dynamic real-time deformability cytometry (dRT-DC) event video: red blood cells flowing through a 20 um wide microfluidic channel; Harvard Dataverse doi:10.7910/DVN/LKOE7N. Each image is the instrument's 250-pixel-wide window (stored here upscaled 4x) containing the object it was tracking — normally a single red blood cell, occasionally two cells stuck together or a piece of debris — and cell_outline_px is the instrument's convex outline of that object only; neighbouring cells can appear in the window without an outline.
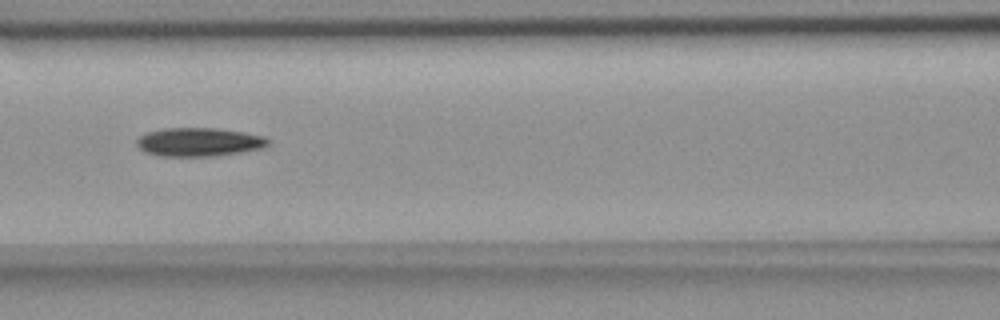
{"species": "common noctule bat (a hibernating species)", "species_latin": "Nyctalus noctula", "temperature_condition": "room temperature", "stored_images_in_passage": 15, "camera_frame_rate_fps": 3000, "um_per_image_px": 0.085, "animal": {"sex": "female", "body_mass_g": 18.4}, "frame": {"image": 1, "passage_image": 7, "time_ms": 7.667, "image_size_px": [1000, 320], "cell_outline_px": [[272, 140], [264, 148], [216, 156], [160, 156], [144, 152], [136, 144], [136, 140], [140, 136], [148, 132], [164, 128], [216, 128], [244, 132], [264, 136]], "centroid_in_image_um": [16.93, 12.07], "position_along_channel_um": 149.7, "area_um2": 22.02}}
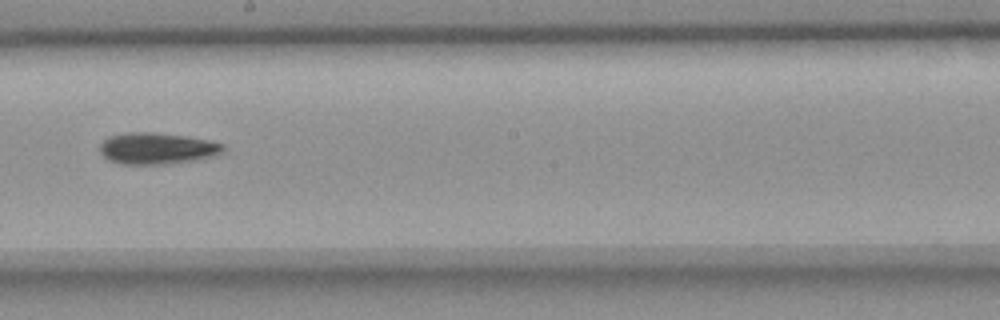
{"frame": {"image": 2, "passage_image": 9, "time_ms": 10.0, "image_size_px": [1000, 320], "cell_outline_px": [[224, 148], [220, 152], [208, 156], [192, 160], [168, 164], [120, 164], [108, 160], [100, 152], [100, 144], [108, 136], [128, 132], [152, 132], [184, 136], [208, 140], [224, 144]], "centroid_in_image_um": [13.26, 12.61], "position_along_channel_um": 234.9, "area_um2": 22.31}}
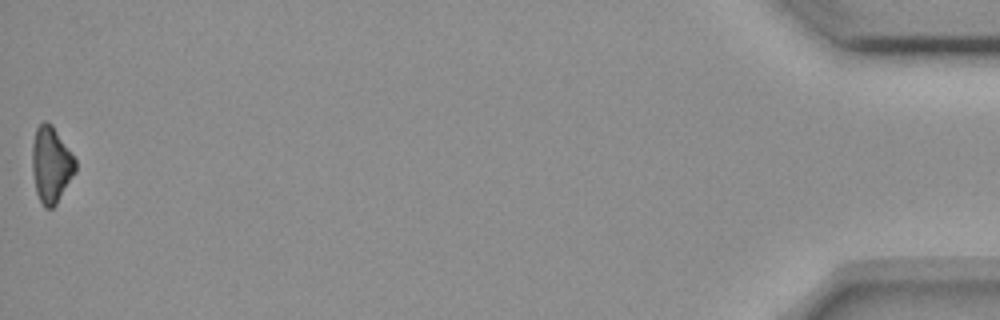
{"frame": {"image": 3, "passage_image": 15, "time_ms": 18.0, "image_size_px": [1000, 320], "cell_outline_px": [[76, 172], [56, 204], [52, 208], [44, 208], [36, 192], [32, 172], [32, 144], [36, 128], [44, 120], [48, 120], [52, 124], [76, 160]], "centroid_in_image_um": [4.34, 13.98], "position_along_channel_um": 430.9, "area_um2": 19.25}, "authors_computed_cell_mechanics": {"area_um2": 21.675, "velocity_mm_per_s": 3.6812, "shape_relaxation_time_tau1_ms": 6.2229, "shape_relaxation_time_tau2_ms": null, "deformation_change_tau1": 0.1631, "deformation_change_tau2": null}}